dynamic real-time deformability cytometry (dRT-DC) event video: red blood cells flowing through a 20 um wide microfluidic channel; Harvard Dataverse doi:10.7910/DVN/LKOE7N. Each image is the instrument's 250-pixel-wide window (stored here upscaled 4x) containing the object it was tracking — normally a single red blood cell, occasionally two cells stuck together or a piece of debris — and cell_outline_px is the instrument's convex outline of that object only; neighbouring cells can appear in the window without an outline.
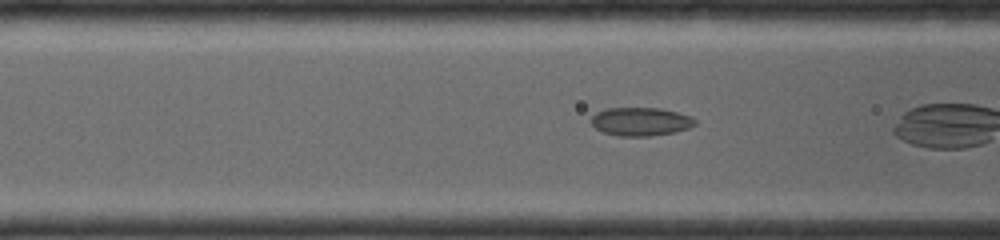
{"species": "common noctule bat (a hibernating species)", "species_latin": "Nyctalus noctula", "temperature_condition": "room temperature", "stored_images_in_passage": 11, "camera_frame_rate_fps": 4000, "um_per_image_px": 0.085, "animal": {"sex": "female", "body_mass_g": 19.0, "forearm_length_mm": 56.7}, "frame": {"image": 1, "passage_image": 8, "time_ms": 1.25, "image_size_px": [1000, 240], "cell_outline_px": [[696, 124], [688, 128], [676, 132], [652, 136], [616, 136], [604, 132], [596, 128], [592, 124], [592, 116], [596, 112], [608, 108], [660, 108], [692, 116], [696, 120]], "centroid_in_image_um": [54.48, 10.34], "position_along_channel_um": 112.1, "area_um2": 17.22}}